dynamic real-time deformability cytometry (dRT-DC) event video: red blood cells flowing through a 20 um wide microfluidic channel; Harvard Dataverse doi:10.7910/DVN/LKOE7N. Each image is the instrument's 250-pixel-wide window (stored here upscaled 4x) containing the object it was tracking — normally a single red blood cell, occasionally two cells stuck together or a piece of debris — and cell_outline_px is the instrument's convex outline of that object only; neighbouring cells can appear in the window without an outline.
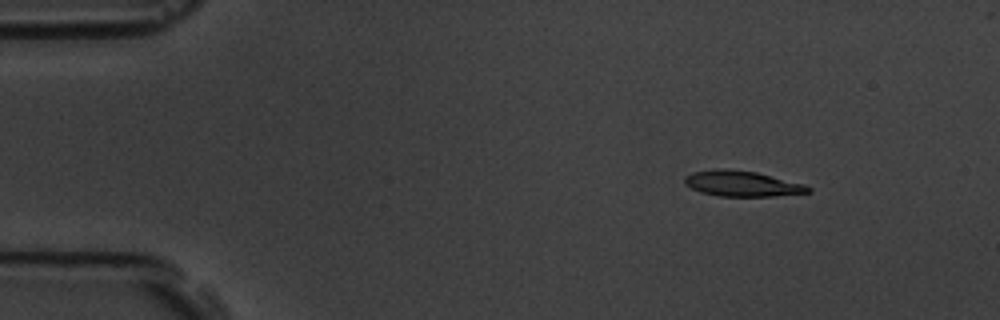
{"species": "common noctule bat (a hibernating species)", "species_latin": "Nyctalus noctula", "temperature_condition": "room temperature", "stored_images_in_passage": 49, "camera_frame_rate_fps": 3000, "um_per_image_px": 0.085, "animal": {"sex": "male", "body_mass_g": 19.5, "forearm_length_mm": 54.6}, "frame": {"image": 1, "passage_image": 1, "time_ms": 0.0, "image_size_px": [1000, 320], "cell_outline_px": [[812, 192], [772, 196], [720, 196], [700, 192], [684, 184], [684, 176], [692, 172], [716, 168], [724, 168], [756, 172], [804, 184], [812, 188]], "centroid_in_image_um": [63.05, 15.6], "position_along_channel_um": 22.0, "area_um2": 18.44}}
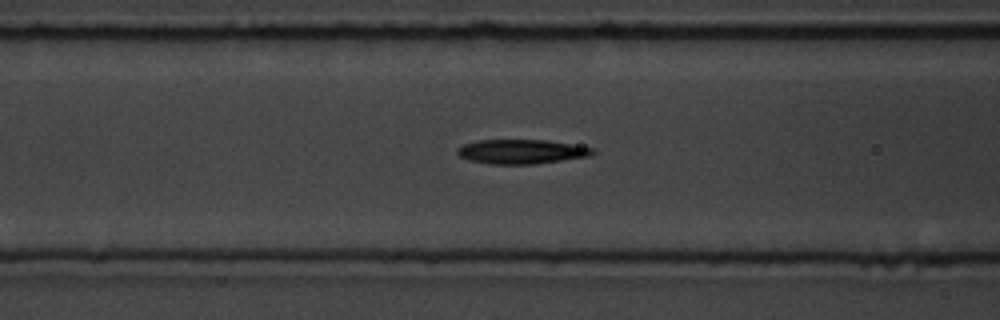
{"frame": {"image": 2, "passage_image": 16, "time_ms": 5.0, "image_size_px": [1000, 320], "cell_outline_px": [[596, 152], [592, 156], [532, 164], [492, 164], [468, 160], [460, 156], [456, 152], [456, 148], [464, 144], [476, 140], [548, 140], [596, 148]], "centroid_in_image_um": [44.35, 12.88], "position_along_channel_um": 122.3, "area_um2": 19.36}}
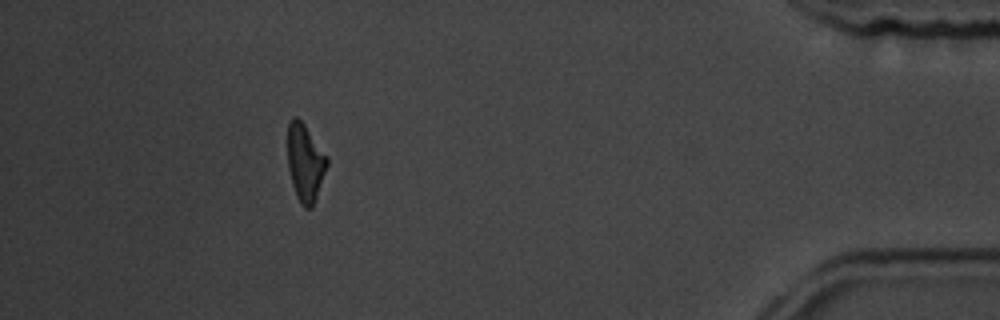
{"frame": {"image": 3, "passage_image": 44, "time_ms": 14.333, "image_size_px": [1000, 320], "cell_outline_px": [[328, 164], [312, 208], [304, 208], [300, 204], [296, 196], [292, 184], [288, 168], [288, 120], [292, 116], [296, 116], [304, 124], [328, 156]], "centroid_in_image_um": [25.93, 13.81], "position_along_channel_um": 409.3, "area_um2": 17.86}, "authors_computed_cell_mechanics": {"area_um2": 18.8428, "velocity_mm_per_s": 3.6748, "shape_relaxation_time_tau1_ms": 4.1028, "shape_relaxation_time_tau2_ms": 9.3994, "deformation_change_tau1": 0.1339, "deformation_change_tau2": 0.2267}}